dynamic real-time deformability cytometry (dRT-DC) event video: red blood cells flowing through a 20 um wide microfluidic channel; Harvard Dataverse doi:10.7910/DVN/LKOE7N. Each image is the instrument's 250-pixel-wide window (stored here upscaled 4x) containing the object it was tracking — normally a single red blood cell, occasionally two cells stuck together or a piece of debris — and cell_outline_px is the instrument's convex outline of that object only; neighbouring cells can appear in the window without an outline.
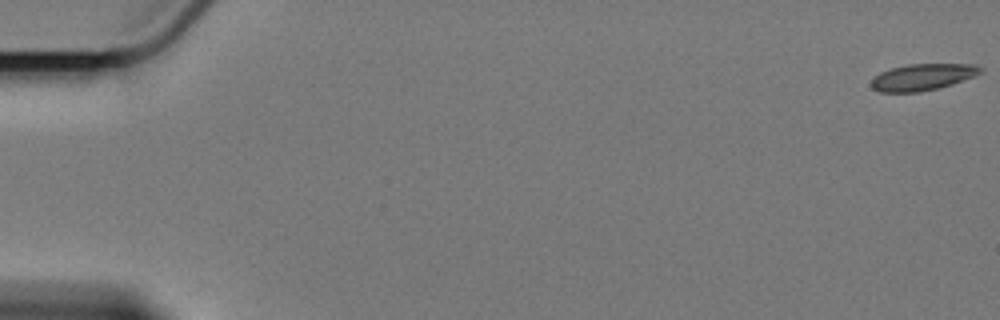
{"species": "Egyptian fruit bat (a non-hibernating species)", "species_latin": "Rousettus aegyptiacus", "temperature_condition": "cold", "stored_images_in_passage": 7, "camera_frame_rate_fps": 3000, "um_per_image_px": 0.085, "animal": {"sex": "female"}, "frame": {"image": 1, "passage_image": 1, "time_ms": 0.0, "image_size_px": [1000, 320], "cell_outline_px": [[984, 72], [976, 76], [952, 84], [920, 92], [880, 92], [872, 88], [872, 80], [880, 72], [892, 68], [908, 64], [976, 64], [984, 68]], "centroid_in_image_um": [78.49, 6.54], "position_along_channel_um": 6.5, "area_um2": 16.94}}
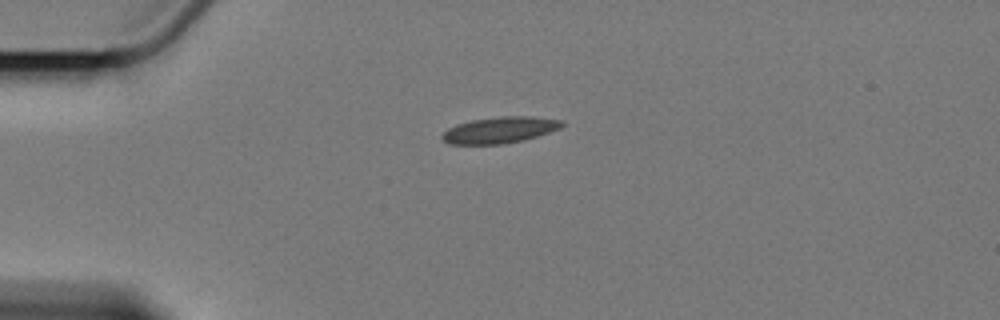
{"frame": {"image": 2, "passage_image": 5, "time_ms": 5.0, "image_size_px": [1000, 320], "cell_outline_px": [[564, 124], [560, 128], [524, 140], [500, 144], [452, 144], [444, 140], [440, 136], [448, 128], [456, 124], [472, 120], [500, 116], [532, 116], [564, 120]], "centroid_in_image_um": [42.49, 11.04], "position_along_channel_um": 42.5, "area_um2": 18.26}}
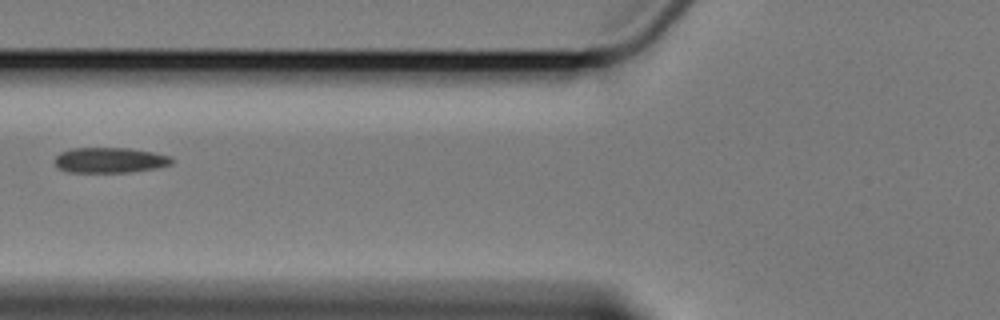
{"frame": {"image": 3, "passage_image": 7, "time_ms": 8.0, "image_size_px": [1000, 320], "cell_outline_px": [[172, 164], [156, 168], [128, 172], [68, 172], [60, 168], [56, 164], [56, 156], [60, 152], [72, 148], [128, 148], [152, 152], [172, 156]], "centroid_in_image_um": [9.36, 13.61], "position_along_channel_um": 116.4, "area_um2": 17.17}}